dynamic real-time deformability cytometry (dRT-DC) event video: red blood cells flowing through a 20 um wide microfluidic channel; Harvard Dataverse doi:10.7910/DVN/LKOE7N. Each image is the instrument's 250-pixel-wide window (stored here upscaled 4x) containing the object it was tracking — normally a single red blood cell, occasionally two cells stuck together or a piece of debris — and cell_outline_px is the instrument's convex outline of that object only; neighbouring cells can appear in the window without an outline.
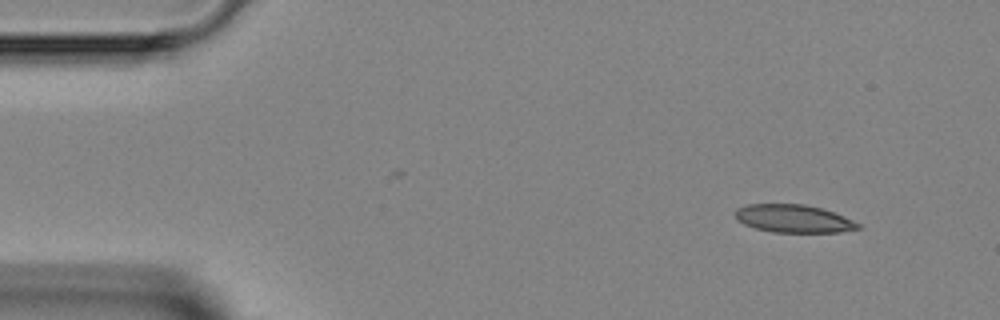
{"species": "Egyptian fruit bat (a non-hibernating species)", "species_latin": "Rousettus aegyptiacus", "temperature_condition": "room temperature", "stored_images_in_passage": 3, "camera_frame_rate_fps": 3000, "um_per_image_px": 0.085, "animal": {"sex": "female"}, "frame": {"image": 1, "passage_image": 1, "time_ms": 0.0, "image_size_px": [1000, 320], "cell_outline_px": [[864, 228], [840, 232], [772, 232], [756, 228], [744, 224], [736, 220], [736, 208], [748, 204], [804, 204], [820, 208], [832, 212], [852, 220], [860, 224]], "centroid_in_image_um": [67.45, 18.59], "position_along_channel_um": 17.6, "area_um2": 19.88}}